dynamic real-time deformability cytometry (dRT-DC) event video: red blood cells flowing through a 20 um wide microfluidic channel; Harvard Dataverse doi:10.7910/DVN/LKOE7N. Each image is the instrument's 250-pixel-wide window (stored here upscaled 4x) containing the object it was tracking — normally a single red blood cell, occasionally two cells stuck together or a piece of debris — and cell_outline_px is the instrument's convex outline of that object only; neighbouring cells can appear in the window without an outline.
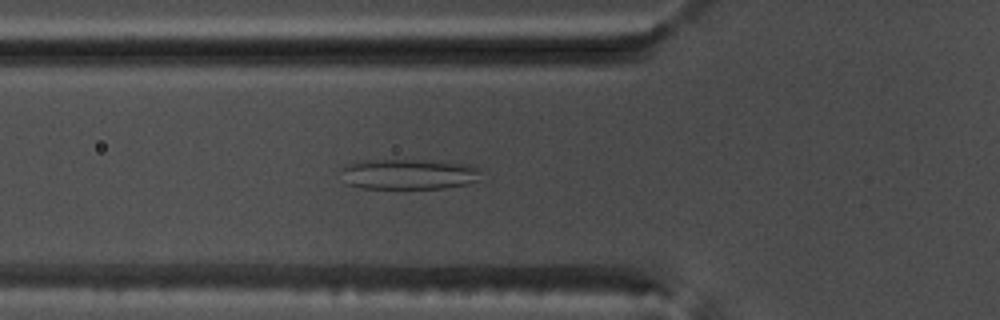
{"species": "common noctule bat (a hibernating species)", "species_latin": "Nyctalus noctula", "temperature_condition": "warm", "stored_images_in_passage": 54, "camera_frame_rate_fps": 3000, "um_per_image_px": 0.085, "animal": {"sex": "male", "body_mass_g": 17.5, "forearm_length_mm": 52.3}, "frame": {"image": 1, "passage_image": 19, "time_ms": 6.0, "image_size_px": [1000, 320], "cell_outline_px": [[480, 180], [468, 184], [444, 188], [360, 188], [344, 184], [340, 168], [348, 164], [364, 160], [416, 160], [476, 164], [480, 168]], "centroid_in_image_um": [34.75, 14.8], "position_along_channel_um": 91.0, "area_um2": 25.26}}
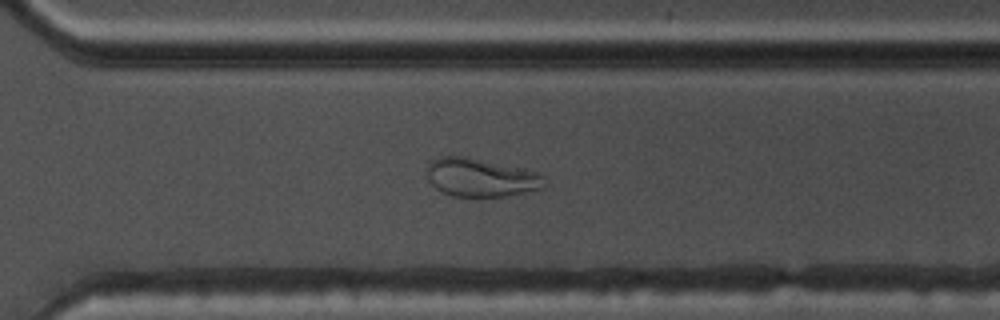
{"frame": {"image": 2, "passage_image": 38, "time_ms": 12.333, "image_size_px": [1000, 320], "cell_outline_px": [[544, 188], [504, 196], [476, 200], [452, 196], [440, 192], [428, 180], [424, 172], [424, 168], [432, 160], [440, 156], [464, 156], [536, 172], [544, 176]], "centroid_in_image_um": [40.77, 15.14], "position_along_channel_um": 329.8, "area_um2": 26.88}}
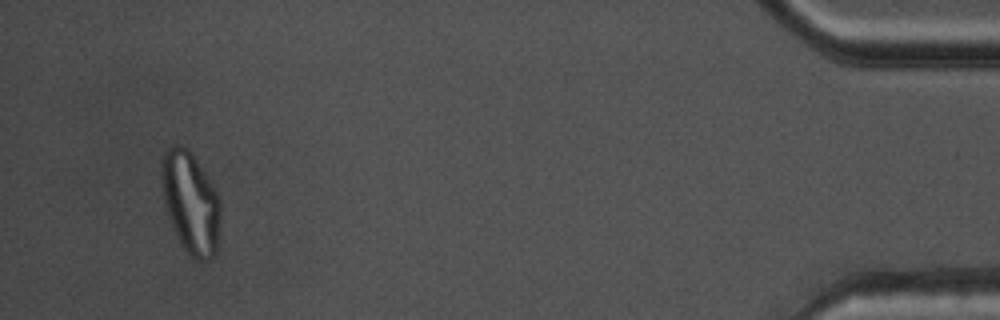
{"frame": {"image": 3, "passage_image": 51, "time_ms": 16.667, "image_size_px": [1000, 320], "cell_outline_px": [[220, 220], [216, 252], [212, 260], [196, 260], [184, 248], [172, 228], [164, 204], [160, 172], [160, 156], [172, 144], [180, 144], [188, 148], [192, 152], [216, 192], [220, 200]], "centroid_in_image_um": [16.17, 17.18], "position_along_channel_um": 419.0, "area_um2": 35.26}}